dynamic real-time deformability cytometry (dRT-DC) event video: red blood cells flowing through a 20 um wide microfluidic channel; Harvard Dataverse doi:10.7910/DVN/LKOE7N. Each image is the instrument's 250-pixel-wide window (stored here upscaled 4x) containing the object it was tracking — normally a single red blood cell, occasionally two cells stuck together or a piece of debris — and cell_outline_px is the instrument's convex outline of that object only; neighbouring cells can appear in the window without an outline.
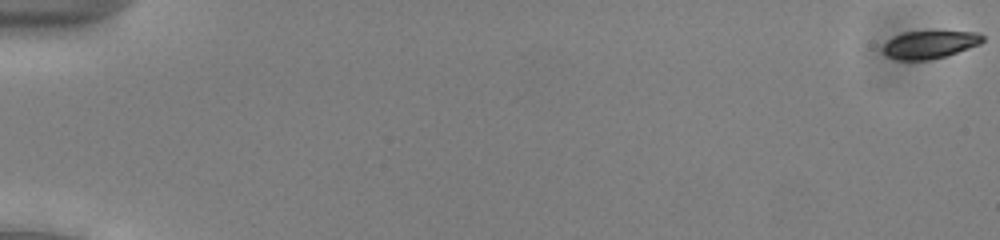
{"species": "common noctule bat (a hibernating species)", "species_latin": "Nyctalus noctula", "temperature_condition": "cold", "stored_images_in_passage": 55, "camera_frame_rate_fps": 3000, "um_per_image_px": 0.085, "animal": {"sex": "male", "body_mass_g": 13.0, "forearm_length_mm": 53.1}, "frame": {"image": 1, "passage_image": 1, "time_ms": 0.0, "image_size_px": [1000, 240], "cell_outline_px": [[984, 40], [980, 44], [944, 56], [928, 60], [896, 60], [888, 56], [884, 52], [884, 44], [888, 40], [904, 32], [980, 32], [984, 36]], "centroid_in_image_um": [79.04, 3.79], "position_along_channel_um": 6.0, "area_um2": 15.78}}
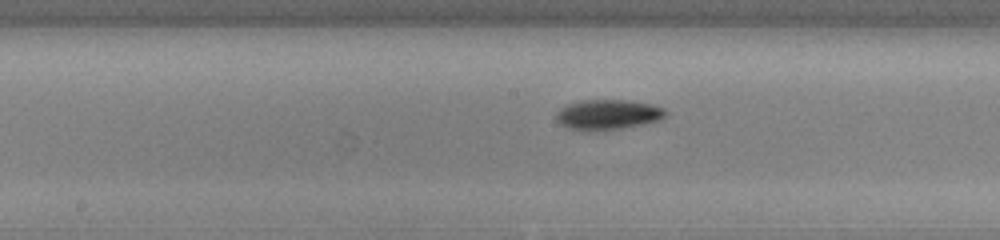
{"frame": {"image": 2, "passage_image": 30, "time_ms": 9.667, "image_size_px": [1000, 240], "cell_outline_px": [[668, 112], [664, 116], [656, 120], [640, 124], [620, 128], [588, 132], [568, 128], [560, 124], [556, 120], [556, 112], [560, 108], [568, 104], [584, 100], [628, 100], [652, 104], [664, 108]], "centroid_in_image_um": [51.62, 9.74], "position_along_channel_um": 196.6, "area_um2": 19.13}}
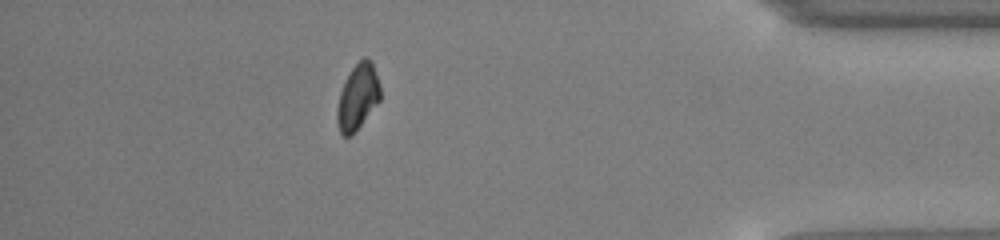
{"frame": {"image": 3, "passage_image": 49, "time_ms": 16.0, "image_size_px": [1000, 240], "cell_outline_px": [[380, 100], [356, 132], [352, 136], [344, 136], [340, 132], [336, 124], [336, 108], [340, 92], [352, 68], [364, 56], [372, 60], [380, 84]], "centroid_in_image_um": [30.4, 8.27], "position_along_channel_um": 404.8, "area_um2": 16.7}, "authors_computed_cell_mechanics": {"area_um2": 17.2822, "velocity_mm_per_s": 3.9032, "shape_relaxation_time_tau1_ms": 3.1361, "shape_relaxation_time_tau2_ms": null, "deformation_change_tau1": 0.1256, "deformation_change_tau2": null}}